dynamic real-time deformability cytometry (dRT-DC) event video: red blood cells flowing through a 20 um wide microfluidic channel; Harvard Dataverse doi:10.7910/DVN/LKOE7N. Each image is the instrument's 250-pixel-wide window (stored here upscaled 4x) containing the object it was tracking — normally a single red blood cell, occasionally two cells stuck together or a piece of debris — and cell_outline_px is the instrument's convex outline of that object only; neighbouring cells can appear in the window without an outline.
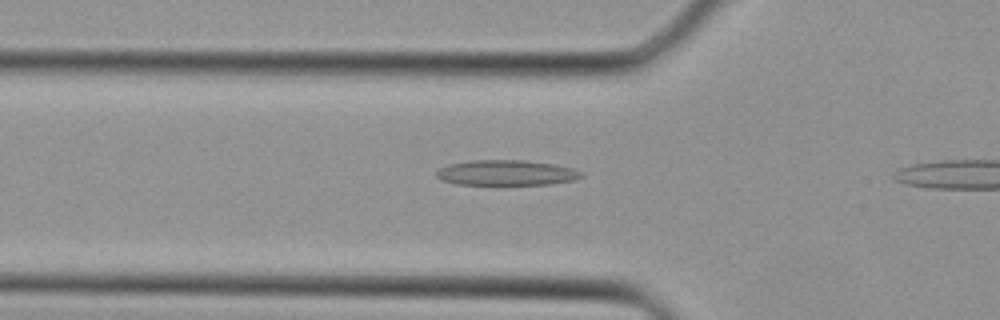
{"species": "Egyptian fruit bat (a non-hibernating species)", "species_latin": "Rousettus aegyptiacus", "temperature_condition": "cold", "stored_images_in_passage": 5, "camera_frame_rate_fps": 3000, "um_per_image_px": 0.085, "animal": {"sex": "female"}, "frame": {"image": 1, "passage_image": 4, "time_ms": 1.0, "image_size_px": [1000, 320], "cell_outline_px": [[584, 176], [572, 180], [552, 184], [456, 184], [440, 180], [436, 176], [436, 172], [440, 168], [448, 164], [472, 160], [524, 160], [556, 164], [572, 168], [584, 172]], "centroid_in_image_um": [43.05, 14.68], "position_along_channel_um": 82.7, "area_um2": 21.44}}